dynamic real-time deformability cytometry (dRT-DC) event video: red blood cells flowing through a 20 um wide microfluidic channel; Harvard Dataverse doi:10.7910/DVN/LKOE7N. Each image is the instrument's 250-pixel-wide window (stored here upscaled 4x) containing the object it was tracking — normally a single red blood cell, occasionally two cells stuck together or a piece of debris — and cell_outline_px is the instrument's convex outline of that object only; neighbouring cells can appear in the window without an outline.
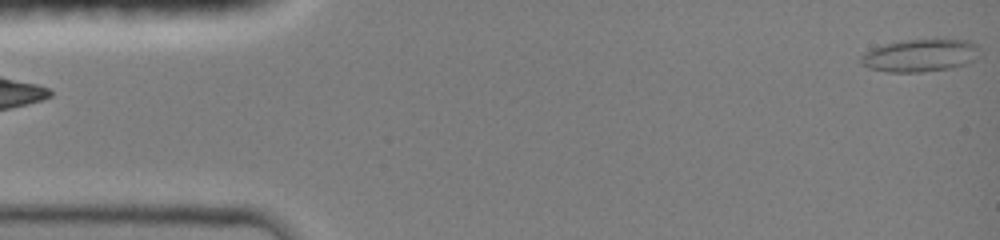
{"species": "common noctule bat (a hibernating species)", "species_latin": "Nyctalus noctula", "temperature_condition": "room temperature", "stored_images_in_passage": 4, "segment_of_instrument_passage": [2, 2], "camera_frame_rate_fps": 3000, "um_per_image_px": 0.085, "animal": {"sex": "female", "body_mass_g": 19.0, "forearm_length_mm": 51.5}, "frame": {"image": 1, "passage_image": 4, "time_ms": 3.333, "image_size_px": [1000, 240], "cell_outline_px": [[980, 48], [972, 60], [964, 64], [952, 68], [920, 72], [884, 72], [868, 68], [860, 60], [860, 56], [864, 52], [872, 48], [884, 44], [908, 40], [972, 40]], "centroid_in_image_um": [78.17, 4.72], "position_along_channel_um": 6.8, "area_um2": 22.37}}